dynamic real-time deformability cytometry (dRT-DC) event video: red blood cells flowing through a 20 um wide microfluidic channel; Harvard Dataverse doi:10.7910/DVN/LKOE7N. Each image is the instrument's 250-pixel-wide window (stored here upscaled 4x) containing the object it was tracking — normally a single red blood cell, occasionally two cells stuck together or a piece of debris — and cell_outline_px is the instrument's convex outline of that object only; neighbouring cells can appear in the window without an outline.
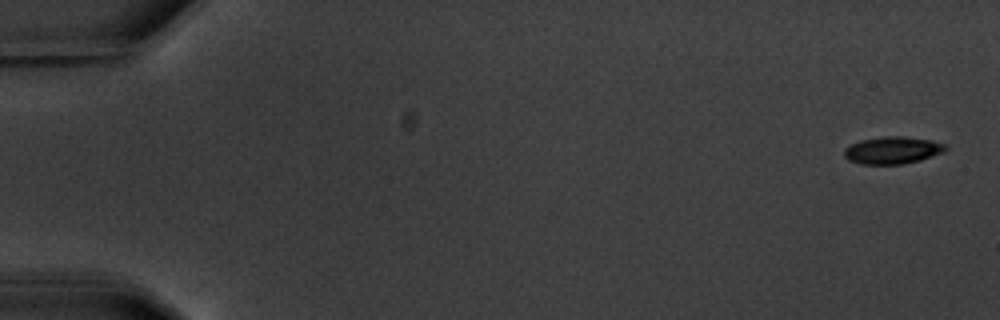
{"species": "common noctule bat (a hibernating species)", "species_latin": "Nyctalus noctula", "temperature_condition": "warm", "stored_images_in_passage": 8, "camera_frame_rate_fps": 3000, "um_per_image_px": 0.085, "animal": {"sex": "male", "body_mass_g": 20.1, "forearm_length_mm": 53.5}, "frame": {"image": 1, "passage_image": 1, "time_ms": 0.0, "image_size_px": [1000, 320], "cell_outline_px": [[948, 148], [944, 152], [920, 160], [904, 164], [860, 164], [848, 160], [844, 156], [844, 148], [860, 140], [884, 136], [904, 136], [932, 140], [948, 144]], "centroid_in_image_um": [75.89, 12.76], "position_along_channel_um": 9.1, "area_um2": 16.3}}
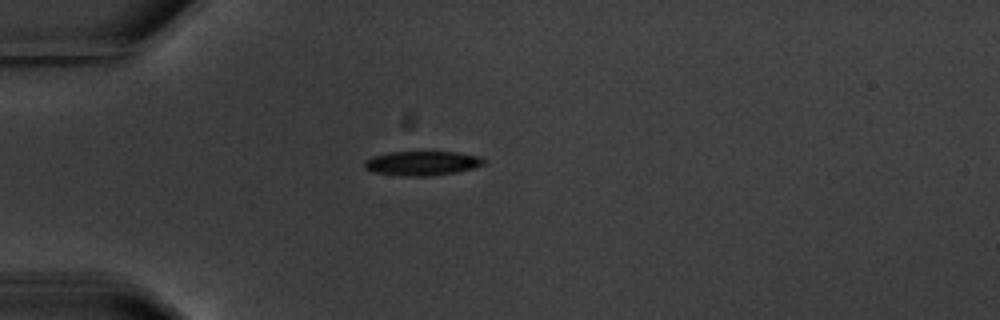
{"frame": {"image": 2, "passage_image": 5, "time_ms": 5.0, "image_size_px": [1000, 320], "cell_outline_px": [[484, 164], [472, 168], [456, 172], [428, 176], [404, 176], [372, 172], [364, 168], [364, 160], [372, 156], [388, 152], [456, 152], [480, 156], [484, 160]], "centroid_in_image_um": [35.83, 13.87], "position_along_channel_um": 49.2, "area_um2": 16.94}}
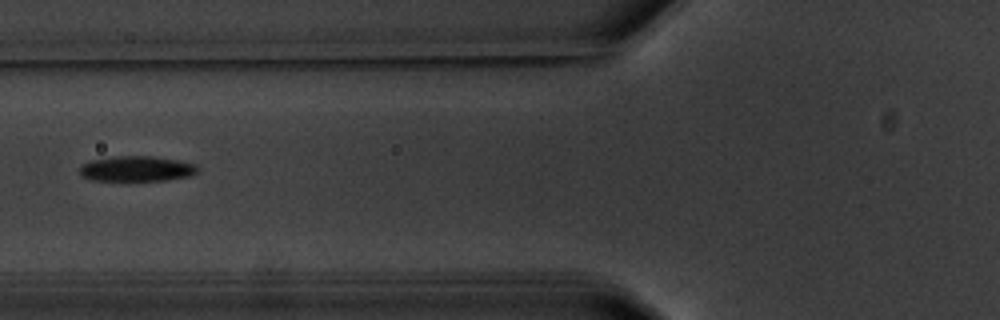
{"frame": {"image": 3, "passage_image": 7, "time_ms": 7.333, "image_size_px": [1000, 320], "cell_outline_px": [[196, 172], [188, 176], [168, 180], [92, 180], [80, 176], [80, 168], [88, 160], [116, 156], [152, 156], [180, 160], [196, 164]], "centroid_in_image_um": [11.59, 14.33], "position_along_channel_um": 114.2, "area_um2": 17.34}}